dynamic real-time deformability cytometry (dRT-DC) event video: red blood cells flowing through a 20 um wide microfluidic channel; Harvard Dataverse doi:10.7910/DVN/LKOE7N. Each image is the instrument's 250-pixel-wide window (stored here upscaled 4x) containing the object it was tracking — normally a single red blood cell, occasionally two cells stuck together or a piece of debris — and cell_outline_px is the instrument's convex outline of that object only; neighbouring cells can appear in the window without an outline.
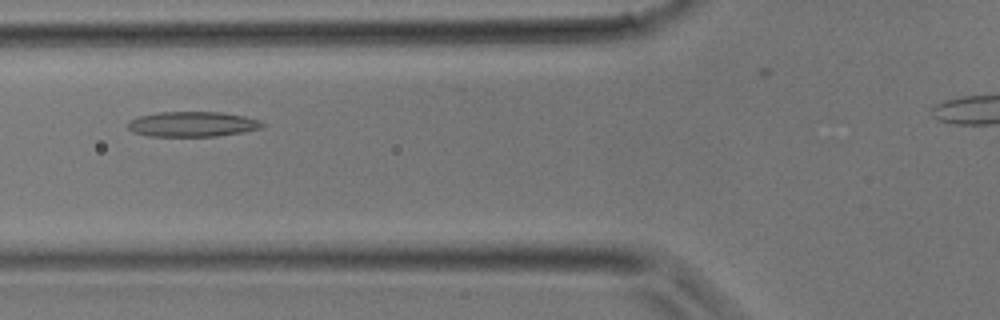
{"species": "common noctule bat (a hibernating species)", "species_latin": "Nyctalus noctula", "temperature_condition": "room temperature", "stored_images_in_passage": 26, "camera_frame_rate_fps": 3000, "um_per_image_px": 0.085, "animal": {"sex": "male", "body_mass_g": 17.9}, "frame": {"image": 1, "passage_image": 8, "time_ms": 2.333, "image_size_px": [1000, 320], "cell_outline_px": [[264, 124], [260, 128], [244, 132], [216, 136], [148, 136], [132, 132], [128, 128], [128, 120], [140, 116], [160, 112], [224, 112], [244, 116], [256, 120]], "centroid_in_image_um": [16.31, 10.55], "position_along_channel_um": 109.5, "area_um2": 19.59}}
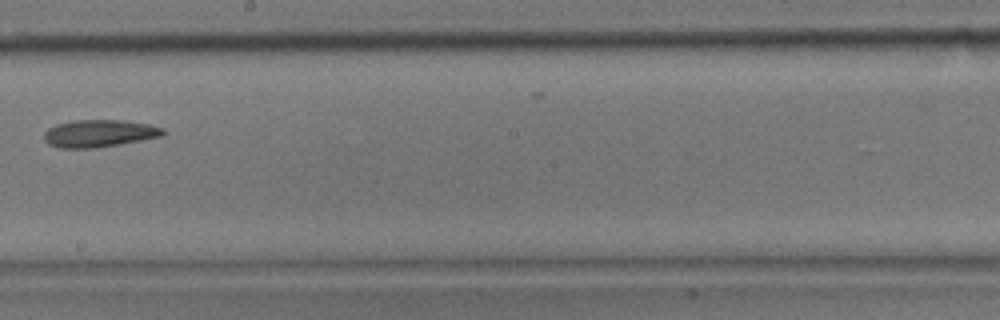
{"frame": {"image": 2, "passage_image": 15, "time_ms": 4.667, "image_size_px": [1000, 320], "cell_outline_px": [[164, 136], [96, 148], [60, 148], [48, 144], [44, 140], [44, 132], [48, 128], [56, 124], [72, 120], [124, 120], [148, 124], [164, 128]], "centroid_in_image_um": [8.42, 11.34], "position_along_channel_um": 239.8, "area_um2": 19.07}}
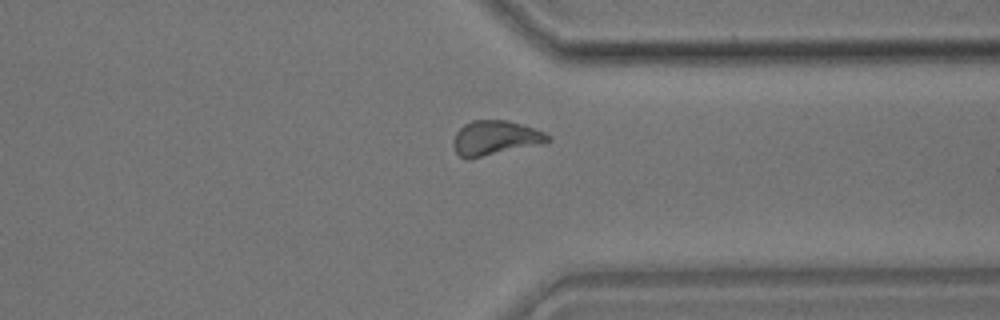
{"frame": {"image": 3, "passage_image": 22, "time_ms": 7.0, "image_size_px": [1000, 320], "cell_outline_px": [[552, 140], [540, 144], [468, 160], [460, 156], [456, 152], [452, 144], [452, 140], [456, 132], [464, 124], [472, 120], [508, 120], [544, 132], [552, 136]], "centroid_in_image_um": [42.06, 11.73], "position_along_channel_um": 369.3, "area_um2": 19.13}}